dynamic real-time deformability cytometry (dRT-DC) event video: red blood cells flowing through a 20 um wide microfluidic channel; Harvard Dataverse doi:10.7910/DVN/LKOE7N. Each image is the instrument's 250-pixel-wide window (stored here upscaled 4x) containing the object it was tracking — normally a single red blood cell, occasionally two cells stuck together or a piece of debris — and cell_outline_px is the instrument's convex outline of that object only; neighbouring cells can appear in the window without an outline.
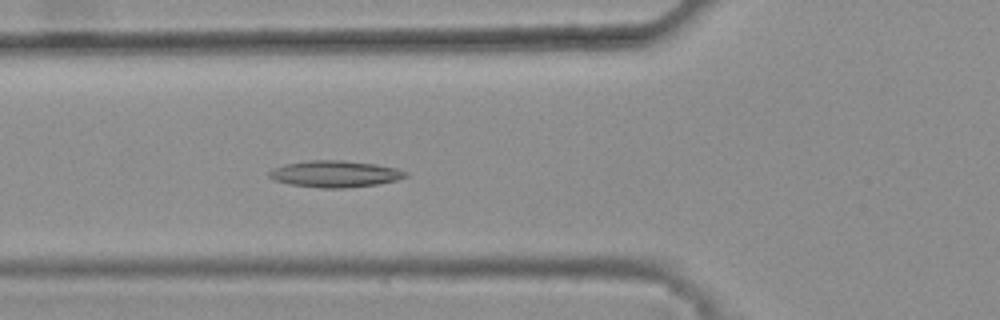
{"species": "common noctule bat (a hibernating species)", "species_latin": "Nyctalus noctula", "temperature_condition": "warm", "stored_images_in_passage": 45, "camera_frame_rate_fps": 3000, "um_per_image_px": 0.085, "animal": {"sex": "female", "body_mass_g": 25.1}, "frame": {"image": 1, "passage_image": 19, "time_ms": 6.0, "image_size_px": [1000, 320], "cell_outline_px": [[408, 176], [396, 180], [380, 184], [344, 188], [320, 188], [292, 184], [276, 180], [268, 176], [268, 172], [272, 168], [284, 164], [308, 160], [344, 160], [376, 164], [396, 168], [408, 172]], "centroid_in_image_um": [28.49, 14.77], "position_along_channel_um": 97.3, "area_um2": 21.21}}
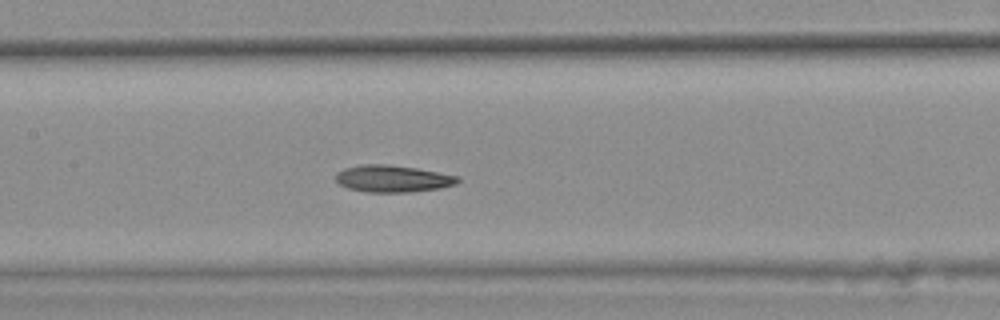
{"frame": {"image": 2, "passage_image": 25, "time_ms": 8.0, "image_size_px": [1000, 320], "cell_outline_px": [[460, 180], [456, 184], [440, 188], [408, 192], [364, 192], [348, 188], [340, 184], [336, 180], [336, 172], [344, 168], [360, 164], [388, 164], [416, 168], [460, 176]], "centroid_in_image_um": [33.37, 15.18], "position_along_channel_um": 174.0, "area_um2": 19.25}}
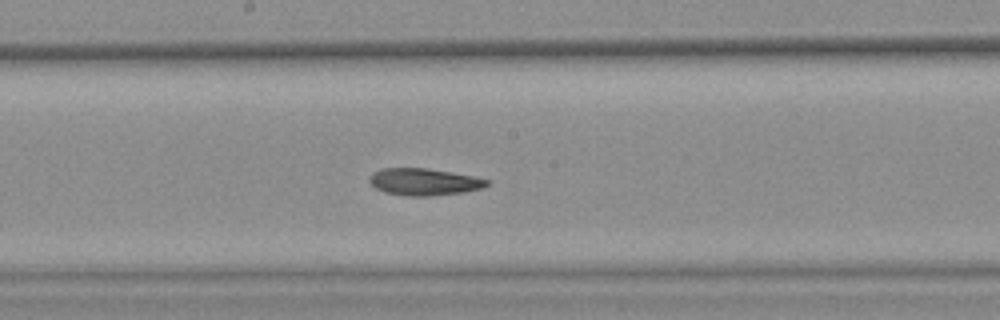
{"frame": {"image": 3, "passage_image": 28, "time_ms": 9.0, "image_size_px": [1000, 320], "cell_outline_px": [[488, 184], [480, 188], [464, 192], [428, 196], [408, 196], [384, 192], [376, 188], [368, 180], [368, 176], [372, 172], [380, 168], [428, 168], [452, 172], [472, 176], [488, 180]], "centroid_in_image_um": [35.97, 15.45], "position_along_channel_um": 212.2, "area_um2": 18.44}, "authors_computed_cell_mechanics": {"area_um2": 19.1318, "velocity_mm_per_s": 3.829, "shape_relaxation_time_tau1_ms": null, "shape_relaxation_time_tau2_ms": 5.3906, "deformation_change_tau1": null, "deformation_change_tau2": 0.1377}}